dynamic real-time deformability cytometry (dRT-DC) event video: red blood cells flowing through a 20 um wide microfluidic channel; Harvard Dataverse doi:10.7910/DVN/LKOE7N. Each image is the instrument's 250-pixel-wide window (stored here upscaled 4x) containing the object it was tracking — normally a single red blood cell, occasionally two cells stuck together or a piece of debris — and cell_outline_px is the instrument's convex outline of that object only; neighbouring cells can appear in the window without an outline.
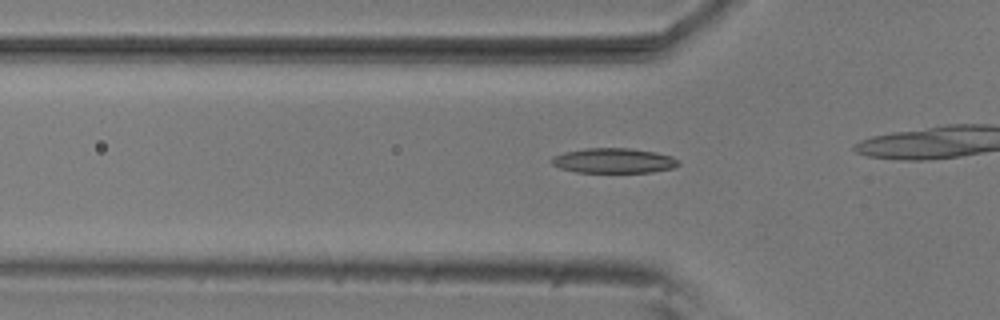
{"species": "common noctule bat (a hibernating species)", "species_latin": "Nyctalus noctula", "temperature_condition": "room temperature", "stored_images_in_passage": 29, "camera_frame_rate_fps": 3000, "um_per_image_px": 0.085, "animal": {"sex": "male", "body_mass_g": 20.5, "forearm_length_mm": 52.5}, "frame": {"image": 1, "passage_image": 17, "time_ms": 5.333, "image_size_px": [1000, 320], "cell_outline_px": [[680, 164], [676, 168], [652, 172], [576, 172], [560, 168], [552, 164], [552, 156], [564, 152], [584, 148], [628, 148], [656, 152], [672, 156], [680, 160]], "centroid_in_image_um": [52.21, 13.65], "position_along_channel_um": 73.6, "area_um2": 18.61}}
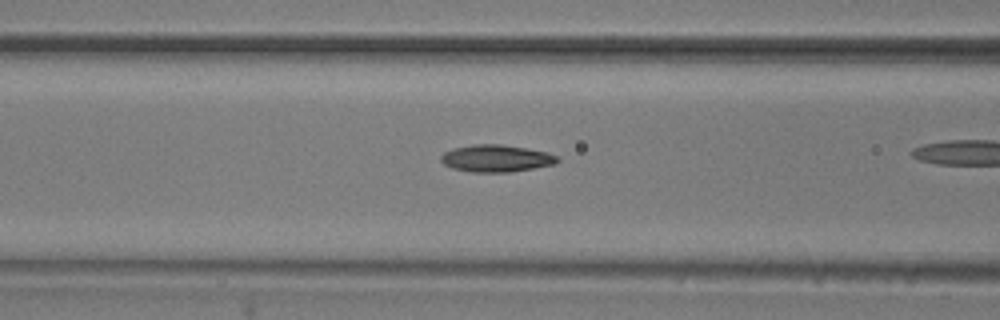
{"frame": {"image": 2, "passage_image": 21, "time_ms": 6.667, "image_size_px": [1000, 320], "cell_outline_px": [[560, 160], [556, 164], [508, 172], [472, 172], [452, 168], [444, 164], [440, 160], [440, 156], [444, 152], [452, 148], [472, 144], [500, 144], [548, 152], [560, 156]], "centroid_in_image_um": [42.18, 13.45], "position_along_channel_um": 124.4, "area_um2": 18.5}}